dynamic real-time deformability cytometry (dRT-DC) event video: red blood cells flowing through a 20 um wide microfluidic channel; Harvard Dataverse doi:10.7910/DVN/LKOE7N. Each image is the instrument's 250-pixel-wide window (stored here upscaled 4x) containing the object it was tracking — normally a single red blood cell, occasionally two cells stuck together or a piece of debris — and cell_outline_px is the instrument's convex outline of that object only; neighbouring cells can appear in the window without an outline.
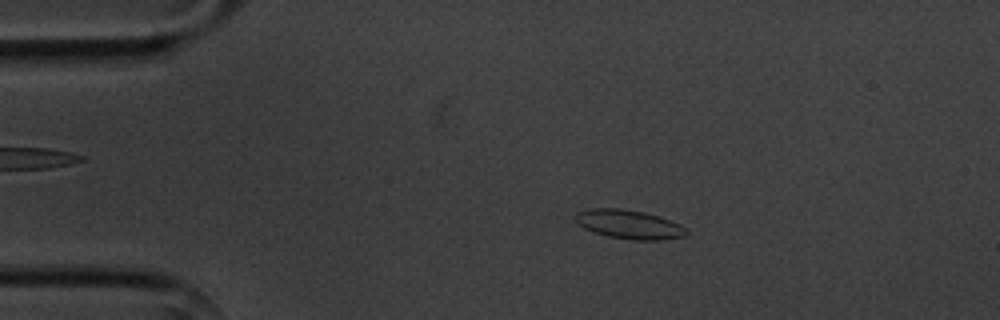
{"species": "common noctule bat (a hibernating species)", "species_latin": "Nyctalus noctula", "temperature_condition": "cold", "stored_images_in_passage": 6, "camera_frame_rate_fps": 3000, "um_per_image_px": 0.085, "animal": {"sex": "male", "body_mass_g": 20.1, "forearm_length_mm": 53.5}, "frame": {"image": 1, "passage_image": 1, "time_ms": 0.0, "image_size_px": [1000, 320], "cell_outline_px": [[688, 232], [684, 236], [664, 240], [632, 240], [608, 236], [592, 232], [576, 224], [576, 212], [588, 208], [620, 208], [644, 212], [680, 224]], "centroid_in_image_um": [53.42, 19.07], "position_along_channel_um": 31.6, "area_um2": 18.73}}
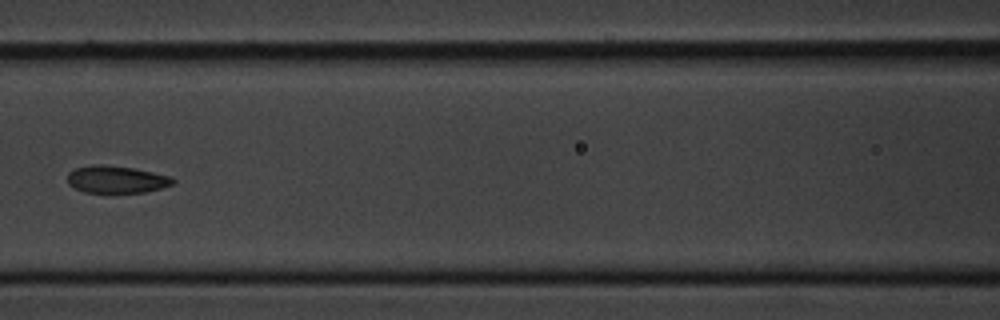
{"frame": {"image": 2, "passage_image": 5, "time_ms": 4.667, "image_size_px": [1000, 320], "cell_outline_px": [[176, 180], [172, 184], [160, 188], [144, 192], [112, 196], [84, 192], [68, 184], [68, 172], [76, 168], [92, 164], [100, 164], [132, 168], [152, 172], [168, 176]], "centroid_in_image_um": [9.84, 15.3], "position_along_channel_um": 156.8, "area_um2": 17.34}}
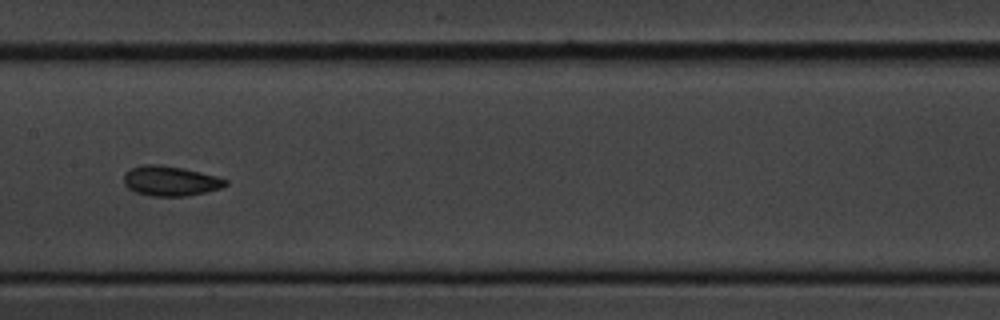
{"frame": {"image": 3, "passage_image": 6, "time_ms": 5.667, "image_size_px": [1000, 320], "cell_outline_px": [[228, 184], [220, 188], [204, 192], [184, 196], [152, 196], [136, 192], [128, 188], [124, 184], [124, 172], [132, 168], [144, 164], [156, 164], [184, 168], [216, 176], [228, 180]], "centroid_in_image_um": [14.46, 15.37], "position_along_channel_um": 192.9, "area_um2": 17.63}}